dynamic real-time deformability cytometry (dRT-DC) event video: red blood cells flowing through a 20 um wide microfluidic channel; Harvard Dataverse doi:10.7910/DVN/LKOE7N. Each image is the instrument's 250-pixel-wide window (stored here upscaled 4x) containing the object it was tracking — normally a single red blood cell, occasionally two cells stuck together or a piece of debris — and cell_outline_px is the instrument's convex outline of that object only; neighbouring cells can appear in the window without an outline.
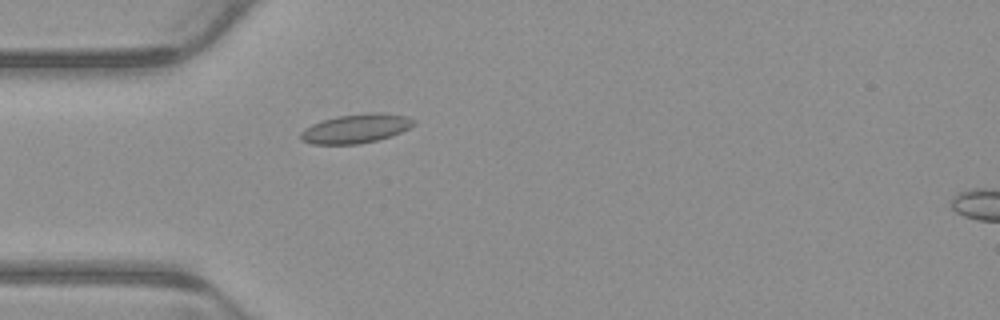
{"species": "common noctule bat (a hibernating species)", "species_latin": "Nyctalus noctula", "temperature_condition": "warm", "stored_images_in_passage": 2, "camera_frame_rate_fps": 3000, "um_per_image_px": 0.085, "animal": {"sex": "male", "body_mass_g": 23.1, "forearm_length_mm": 52.7}, "frame": {"image": 1, "passage_image": 1, "time_ms": 0.0, "image_size_px": [1000, 320], "cell_outline_px": [[416, 124], [392, 136], [360, 144], [312, 144], [300, 140], [300, 132], [304, 128], [312, 124], [336, 116], [368, 112], [384, 112], [408, 116], [416, 120]], "centroid_in_image_um": [30.27, 10.91], "position_along_channel_um": 54.7, "area_um2": 19.42}}